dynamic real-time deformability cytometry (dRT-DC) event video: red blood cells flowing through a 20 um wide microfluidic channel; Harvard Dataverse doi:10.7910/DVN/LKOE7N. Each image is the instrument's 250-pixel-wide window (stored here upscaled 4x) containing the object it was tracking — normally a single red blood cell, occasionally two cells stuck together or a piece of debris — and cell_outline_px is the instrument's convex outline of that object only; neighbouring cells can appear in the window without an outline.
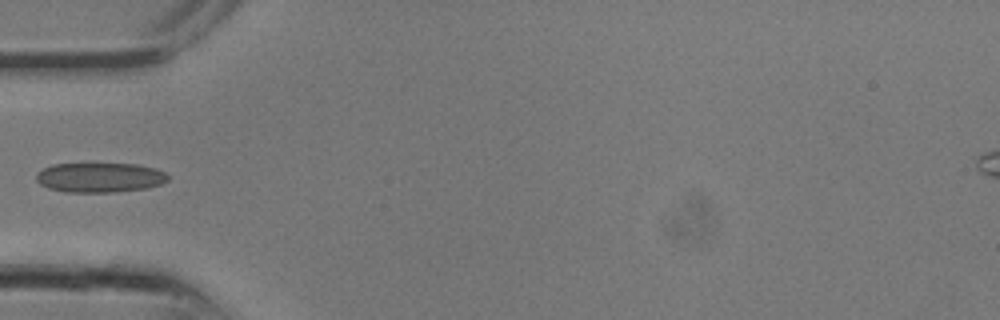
{"species": "common noctule bat (a hibernating species)", "species_latin": "Nyctalus noctula", "temperature_condition": "room temperature", "stored_images_in_passage": 12, "camera_frame_rate_fps": 3000, "um_per_image_px": 0.085, "animal": {"sex": "male", "body_mass_g": 13.3}, "frame": {"image": 1, "passage_image": 8, "time_ms": 2.333, "image_size_px": [1000, 320], "cell_outline_px": [[168, 180], [160, 184], [148, 188], [112, 192], [68, 192], [48, 188], [40, 184], [36, 180], [36, 172], [52, 164], [140, 164], [156, 168], [164, 172], [168, 176]], "centroid_in_image_um": [8.48, 15.08], "position_along_channel_um": 76.5, "area_um2": 22.83}}
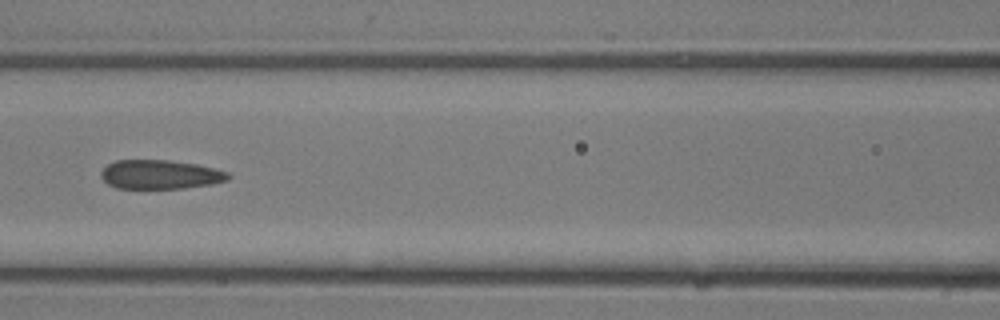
{"frame": {"image": 2, "passage_image": 11, "time_ms": 3.333, "image_size_px": [1000, 320], "cell_outline_px": [[232, 176], [228, 180], [212, 184], [184, 188], [116, 188], [108, 184], [100, 176], [100, 172], [108, 164], [116, 160], [168, 160], [196, 164], [228, 172]], "centroid_in_image_um": [13.62, 14.83], "position_along_channel_um": 153.0, "area_um2": 21.5}}